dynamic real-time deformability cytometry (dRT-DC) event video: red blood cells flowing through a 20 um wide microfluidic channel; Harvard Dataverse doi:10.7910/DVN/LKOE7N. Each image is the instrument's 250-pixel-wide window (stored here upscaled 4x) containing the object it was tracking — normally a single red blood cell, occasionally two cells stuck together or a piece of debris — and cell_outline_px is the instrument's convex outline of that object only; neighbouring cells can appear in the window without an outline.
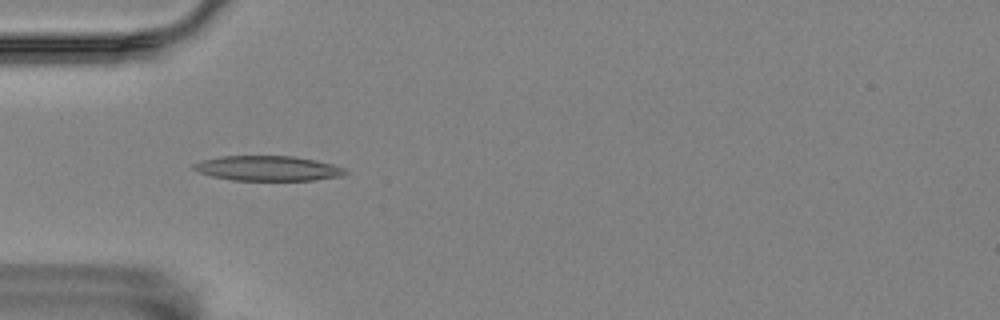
{"species": "Egyptian fruit bat (a non-hibernating species)", "species_latin": "Rousettus aegyptiacus", "temperature_condition": "room temperature", "stored_images_in_passage": 3, "camera_frame_rate_fps": 3000, "um_per_image_px": 0.085, "animal": {"sex": "female"}, "frame": {"image": 1, "passage_image": 2, "time_ms": 0.333, "image_size_px": [1000, 320], "cell_outline_px": [[348, 172], [340, 176], [312, 180], [232, 180], [212, 176], [200, 172], [192, 168], [192, 164], [200, 160], [220, 156], [292, 156], [316, 160], [332, 164], [344, 168]], "centroid_in_image_um": [22.73, 14.3], "position_along_channel_um": 62.3, "area_um2": 21.96}}